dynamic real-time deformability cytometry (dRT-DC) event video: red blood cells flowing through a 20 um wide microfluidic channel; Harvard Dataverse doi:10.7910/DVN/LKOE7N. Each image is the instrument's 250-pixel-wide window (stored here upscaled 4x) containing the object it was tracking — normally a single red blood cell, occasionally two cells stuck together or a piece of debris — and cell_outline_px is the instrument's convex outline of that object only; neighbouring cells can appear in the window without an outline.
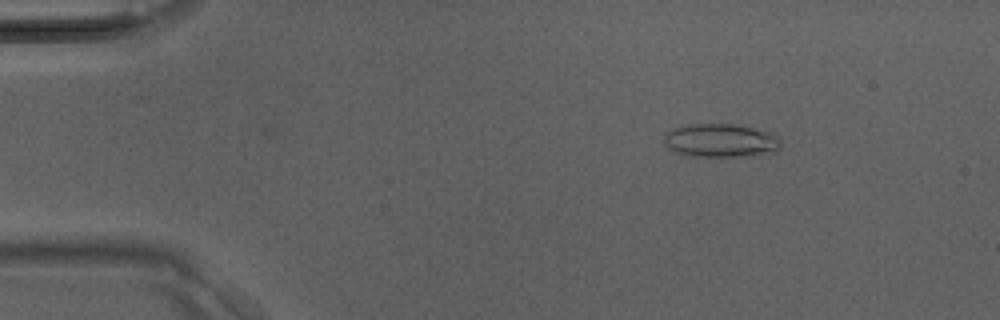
{"species": "Egyptian fruit bat (a non-hibernating species)", "species_latin": "Rousettus aegyptiacus", "temperature_condition": "room temperature", "stored_images_in_passage": 35, "camera_frame_rate_fps": 3000, "um_per_image_px": 0.085, "animal": {"sex": "male"}, "frame": {"image": 1, "passage_image": 6, "time_ms": 1.667, "image_size_px": [1000, 320], "cell_outline_px": [[780, 148], [776, 152], [740, 156], [684, 156], [672, 152], [664, 144], [664, 136], [672, 128], [688, 124], [736, 124], [772, 132], [780, 140]], "centroid_in_image_um": [61.22, 11.94], "position_along_channel_um": 23.8, "area_um2": 23.06}}
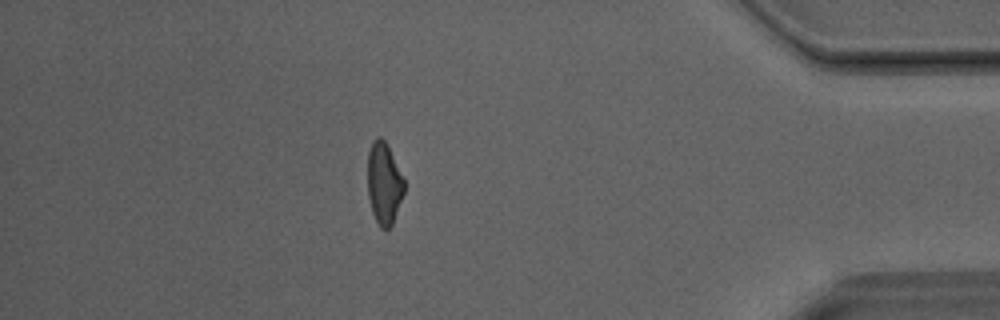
{"frame": {"image": 2, "passage_image": 35, "time_ms": 11.333, "image_size_px": [1000, 320], "cell_outline_px": [[404, 192], [392, 224], [384, 232], [380, 228], [372, 212], [368, 196], [368, 152], [372, 140], [376, 136], [380, 136], [388, 144], [404, 180]], "centroid_in_image_um": [32.63, 15.56], "position_along_channel_um": 402.6, "area_um2": 17.51}}